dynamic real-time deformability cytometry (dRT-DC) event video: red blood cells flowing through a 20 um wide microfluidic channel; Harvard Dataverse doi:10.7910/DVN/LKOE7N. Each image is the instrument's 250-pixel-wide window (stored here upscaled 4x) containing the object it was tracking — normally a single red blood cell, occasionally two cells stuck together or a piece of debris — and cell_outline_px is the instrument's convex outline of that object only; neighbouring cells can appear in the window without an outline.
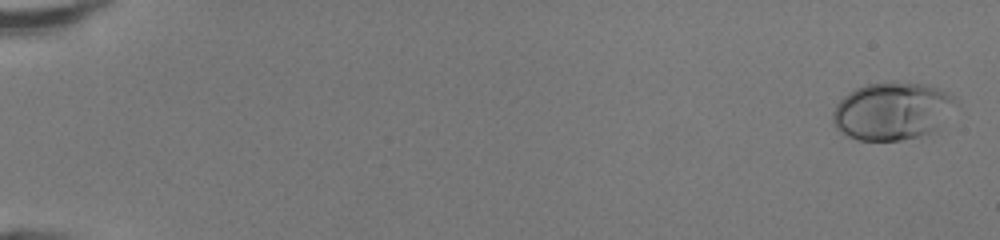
{"species": "human", "species_latin": "Homo sapiens", "temperature_condition": "room temperature", "stored_images_in_passage": 48, "camera_frame_rate_fps": 3000, "um_per_image_px": 0.085, "donor": {"sex": "female"}, "frame": {"image": 1, "passage_image": 2, "time_ms": 0.333, "image_size_px": [1000, 240], "cell_outline_px": [[956, 100], [936, 132], [920, 136], [900, 140], [856, 140], [848, 136], [836, 128], [832, 120], [832, 112], [836, 104], [848, 92], [856, 88], [868, 84], [892, 80], [896, 80], [924, 84], [940, 88], [948, 92]], "centroid_in_image_um": [75.81, 9.42], "position_along_channel_um": 9.2, "area_um2": 41.62}}
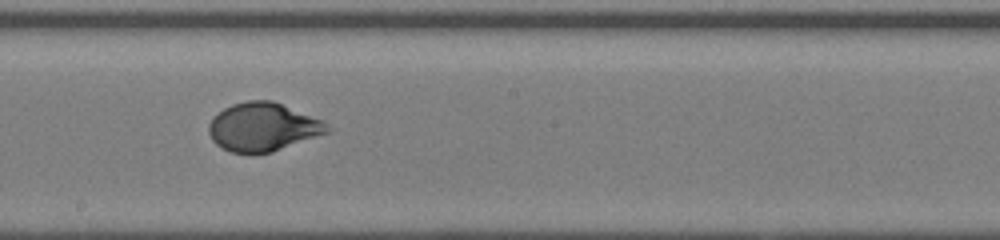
{"frame": {"image": 2, "passage_image": 30, "time_ms": 9.667, "image_size_px": [1000, 240], "cell_outline_px": [[332, 132], [272, 152], [252, 156], [232, 152], [220, 148], [212, 140], [208, 132], [208, 124], [212, 116], [216, 112], [232, 104], [248, 100], [272, 100], [324, 120], [332, 128]], "centroid_in_image_um": [22.35, 10.82], "position_along_channel_um": 225.8, "area_um2": 34.45}}
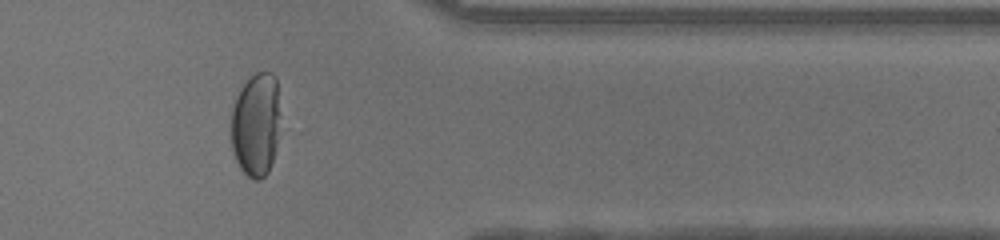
{"frame": {"image": 3, "passage_image": 42, "time_ms": 13.667, "image_size_px": [1000, 240], "cell_outline_px": [[288, 128], [268, 172], [260, 180], [252, 180], [240, 168], [232, 152], [232, 108], [236, 96], [240, 88], [256, 72], [272, 72], [276, 76]], "centroid_in_image_um": [21.93, 10.59], "position_along_channel_um": 389.5, "area_um2": 32.43}}